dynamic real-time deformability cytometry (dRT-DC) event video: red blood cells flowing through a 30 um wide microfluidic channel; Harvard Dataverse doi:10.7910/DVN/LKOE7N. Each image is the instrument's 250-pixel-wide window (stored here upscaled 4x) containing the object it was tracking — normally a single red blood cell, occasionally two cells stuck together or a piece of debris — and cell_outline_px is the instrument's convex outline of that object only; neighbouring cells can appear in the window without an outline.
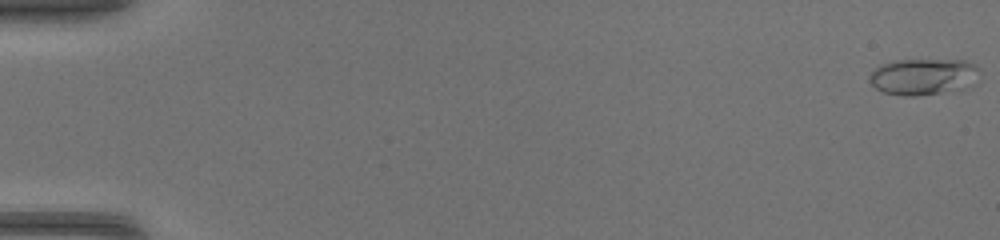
{"species": "common noctule bat (a hibernating species)", "species_latin": "Nyctalus noctula", "temperature_condition": "warm", "stored_images_in_passage": 43, "camera_frame_rate_fps": 3000, "um_per_image_px": 0.085, "animal": {"sex": "female", "body_mass_g": 17.0, "forearm_length_mm": 48.0}, "frame": {"image": 1, "passage_image": 1, "time_ms": 0.0, "image_size_px": [1000, 240], "cell_outline_px": [[980, 80], [976, 84], [960, 92], [916, 96], [904, 96], [884, 92], [876, 88], [868, 80], [868, 76], [880, 64], [896, 60], [964, 60], [976, 64], [980, 68]], "centroid_in_image_um": [78.61, 6.54], "position_along_channel_um": 6.4, "area_um2": 24.39}}
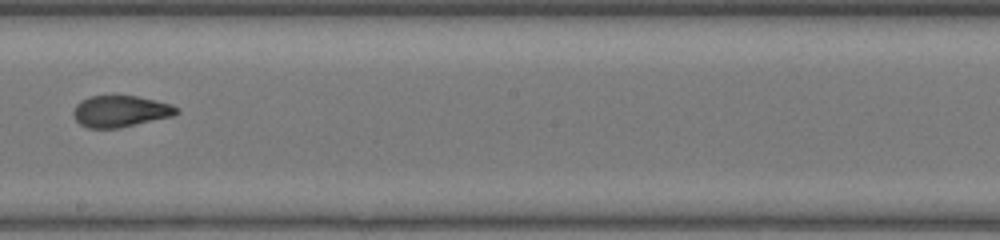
{"frame": {"image": 2, "passage_image": 28, "time_ms": 9.0, "image_size_px": [1000, 240], "cell_outline_px": [[180, 112], [172, 116], [120, 128], [88, 128], [80, 124], [76, 120], [72, 112], [76, 104], [80, 100], [88, 96], [136, 96], [156, 100], [172, 104], [180, 108]], "centroid_in_image_um": [10.24, 9.45], "position_along_channel_um": 238.0, "area_um2": 19.07}}
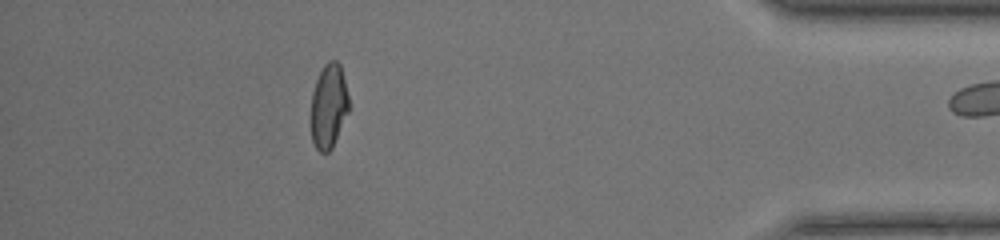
{"frame": {"image": 3, "passage_image": 42, "time_ms": 13.667, "image_size_px": [1000, 240], "cell_outline_px": [[348, 112], [332, 148], [328, 152], [320, 152], [316, 148], [312, 140], [312, 92], [316, 80], [324, 64], [328, 60], [336, 60], [340, 64], [348, 96]], "centroid_in_image_um": [27.94, 9.0], "position_along_channel_um": 407.3, "area_um2": 18.32}}